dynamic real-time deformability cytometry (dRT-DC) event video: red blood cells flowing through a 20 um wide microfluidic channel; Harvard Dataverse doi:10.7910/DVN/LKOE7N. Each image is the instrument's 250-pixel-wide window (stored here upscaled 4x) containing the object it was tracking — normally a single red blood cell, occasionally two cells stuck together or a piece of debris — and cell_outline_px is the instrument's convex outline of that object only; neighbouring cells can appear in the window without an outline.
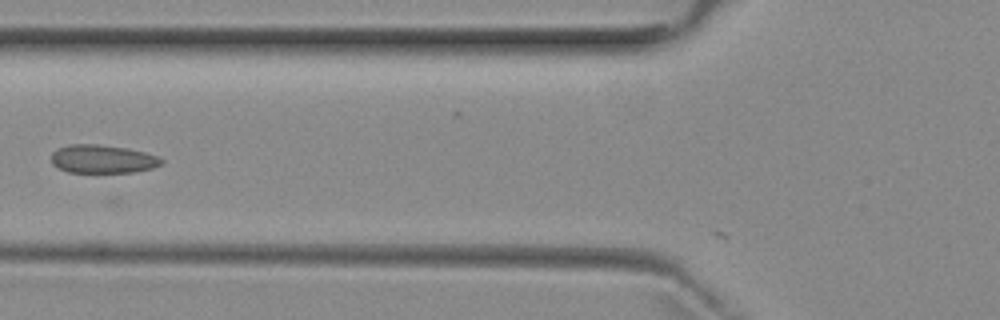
{"species": "common noctule bat (a hibernating species)", "species_latin": "Nyctalus noctula", "temperature_condition": "room temperature", "stored_images_in_passage": 5, "camera_frame_rate_fps": 3000, "um_per_image_px": 0.085, "animal": {"sex": "female", "body_mass_g": 29.2, "forearm_length_mm": 56.3}, "frame": {"image": 1, "passage_image": 5, "time_ms": 6.0, "image_size_px": [1000, 320], "cell_outline_px": [[164, 164], [152, 168], [136, 172], [68, 172], [52, 164], [52, 152], [56, 148], [68, 144], [96, 144], [128, 148], [160, 156], [164, 160]], "centroid_in_image_um": [8.76, 13.51], "position_along_channel_um": 117.0, "area_um2": 18.38}}